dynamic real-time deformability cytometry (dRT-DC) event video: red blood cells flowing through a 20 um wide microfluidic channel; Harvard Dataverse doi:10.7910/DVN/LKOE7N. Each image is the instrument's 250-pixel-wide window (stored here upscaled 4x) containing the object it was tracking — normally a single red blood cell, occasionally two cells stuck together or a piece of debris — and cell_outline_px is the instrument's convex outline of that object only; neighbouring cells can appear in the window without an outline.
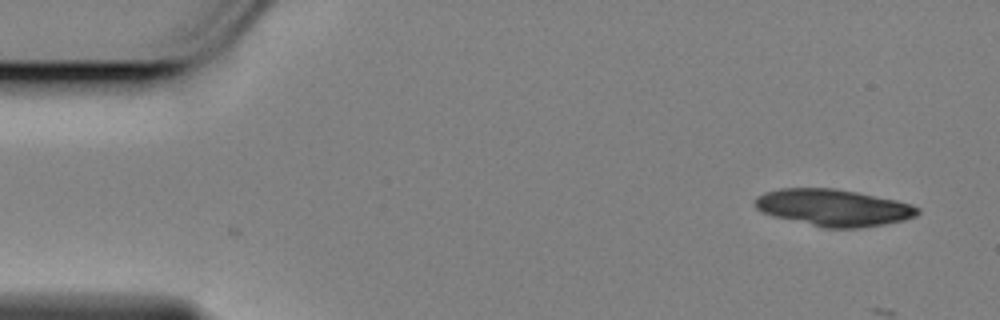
{"species": "Egyptian fruit bat (a non-hibernating species)", "species_latin": "Rousettus aegyptiacus", "temperature_condition": "cold", "stored_images_in_passage": 4, "camera_frame_rate_fps": 3000, "um_per_image_px": 0.085, "animal": {"sex": "female"}, "frame": {"image": 1, "passage_image": 1, "time_ms": 0.0, "image_size_px": [1000, 320], "cell_outline_px": [[912, 212], [904, 216], [884, 220], [860, 224], [828, 224], [824, 220], [844, 196], [856, 196], [900, 204], [912, 208]], "centroid_in_image_um": [73.51, 17.94], "position_along_channel_um": 11.5, "area_um2": 12.08}}